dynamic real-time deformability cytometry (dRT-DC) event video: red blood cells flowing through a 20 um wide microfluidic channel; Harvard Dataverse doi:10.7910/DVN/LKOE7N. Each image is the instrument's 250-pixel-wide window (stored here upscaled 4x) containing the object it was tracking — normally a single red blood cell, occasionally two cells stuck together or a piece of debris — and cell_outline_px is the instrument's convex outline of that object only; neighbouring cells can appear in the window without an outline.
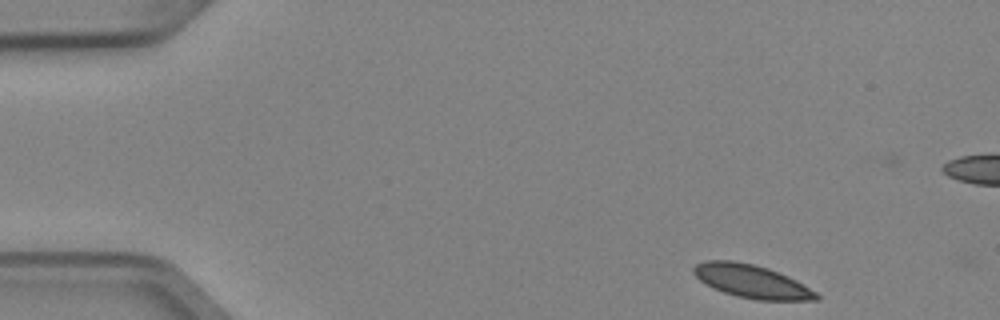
{"species": "Egyptian fruit bat (a non-hibernating species)", "species_latin": "Rousettus aegyptiacus", "temperature_condition": "cold", "stored_images_in_passage": 4, "camera_frame_rate_fps": 3000, "um_per_image_px": 0.085, "animal": {"sex": "female"}, "frame": {"image": 1, "passage_image": 1, "time_ms": 0.0, "image_size_px": [1000, 320], "cell_outline_px": [[820, 300], [756, 300], [736, 296], [724, 292], [700, 280], [692, 272], [692, 268], [696, 264], [704, 260], [732, 260], [752, 264], [768, 268], [788, 276], [796, 280], [816, 292], [820, 296]], "centroid_in_image_um": [63.9, 23.91], "position_along_channel_um": 21.1, "area_um2": 23.58}}